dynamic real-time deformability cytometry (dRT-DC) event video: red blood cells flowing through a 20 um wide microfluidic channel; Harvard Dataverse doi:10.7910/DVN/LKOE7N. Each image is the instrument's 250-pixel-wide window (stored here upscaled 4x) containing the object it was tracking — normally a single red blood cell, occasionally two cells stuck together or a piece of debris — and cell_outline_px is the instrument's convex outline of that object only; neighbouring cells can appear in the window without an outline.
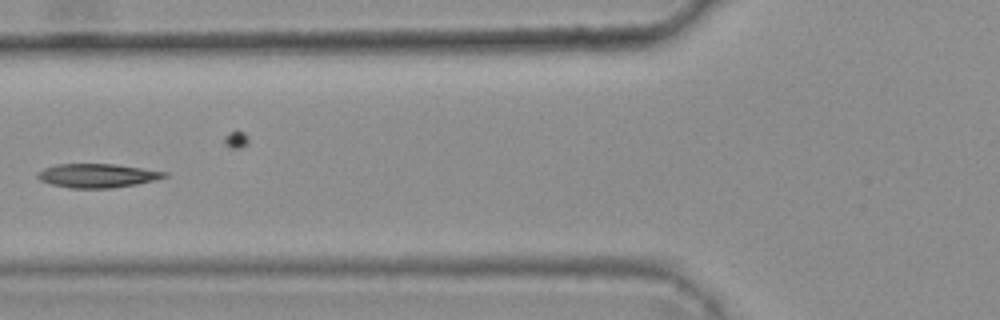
{"species": "common noctule bat (a hibernating species)", "species_latin": "Nyctalus noctula", "temperature_condition": "warm", "stored_images_in_passage": 10, "camera_frame_rate_fps": 3000, "um_per_image_px": 0.085, "animal": {"sex": "female", "body_mass_g": 25.1}, "frame": {"image": 1, "passage_image": 6, "time_ms": 1.667, "image_size_px": [1000, 320], "cell_outline_px": [[168, 176], [156, 180], [136, 184], [112, 188], [72, 188], [52, 184], [40, 180], [36, 176], [36, 172], [44, 168], [56, 164], [112, 164], [168, 172]], "centroid_in_image_um": [8.26, 14.93], "position_along_channel_um": 117.5, "area_um2": 17.57}}
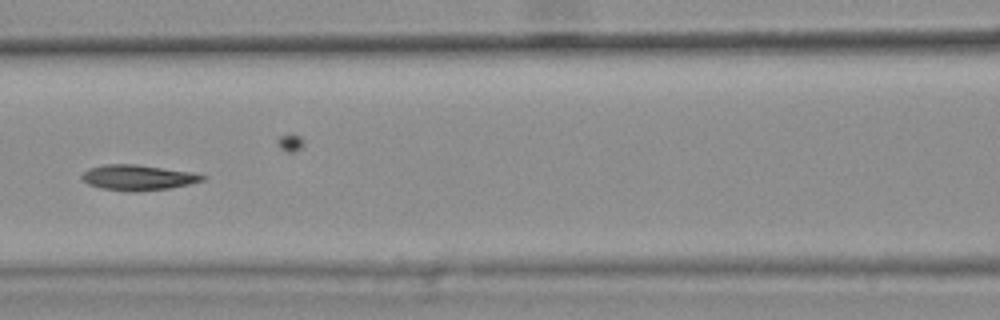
{"frame": {"image": 2, "passage_image": 7, "time_ms": 2.0, "image_size_px": [1000, 320], "cell_outline_px": [[208, 176], [204, 180], [188, 184], [168, 188], [140, 192], [132, 192], [100, 188], [88, 184], [80, 176], [88, 168], [104, 164], [136, 164], [192, 172]], "centroid_in_image_um": [11.71, 15.09], "position_along_channel_um": 154.9, "area_um2": 17.92}}